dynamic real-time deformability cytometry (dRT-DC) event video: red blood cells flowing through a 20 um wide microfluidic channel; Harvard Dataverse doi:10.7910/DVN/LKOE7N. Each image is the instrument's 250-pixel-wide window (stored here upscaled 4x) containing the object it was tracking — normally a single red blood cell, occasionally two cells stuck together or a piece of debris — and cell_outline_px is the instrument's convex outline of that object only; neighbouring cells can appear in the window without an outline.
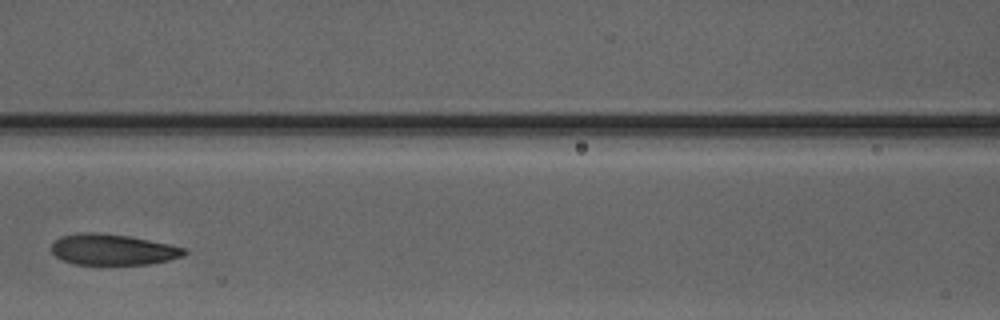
{"species": "Egyptian fruit bat (a non-hibernating species)", "species_latin": "Rousettus aegyptiacus", "temperature_condition": "warm", "stored_images_in_passage": 3, "camera_frame_rate_fps": 3000, "um_per_image_px": 0.085, "animal": {"sex": "male"}, "frame": {"image": 1, "passage_image": 3, "time_ms": 2.333, "image_size_px": [1000, 320], "cell_outline_px": [[188, 252], [184, 256], [168, 260], [148, 264], [72, 264], [60, 260], [52, 252], [52, 244], [60, 236], [80, 232], [100, 232], [128, 236], [168, 244], [184, 248]], "centroid_in_image_um": [9.55, 21.21], "position_along_channel_um": 157.1, "area_um2": 23.93}}